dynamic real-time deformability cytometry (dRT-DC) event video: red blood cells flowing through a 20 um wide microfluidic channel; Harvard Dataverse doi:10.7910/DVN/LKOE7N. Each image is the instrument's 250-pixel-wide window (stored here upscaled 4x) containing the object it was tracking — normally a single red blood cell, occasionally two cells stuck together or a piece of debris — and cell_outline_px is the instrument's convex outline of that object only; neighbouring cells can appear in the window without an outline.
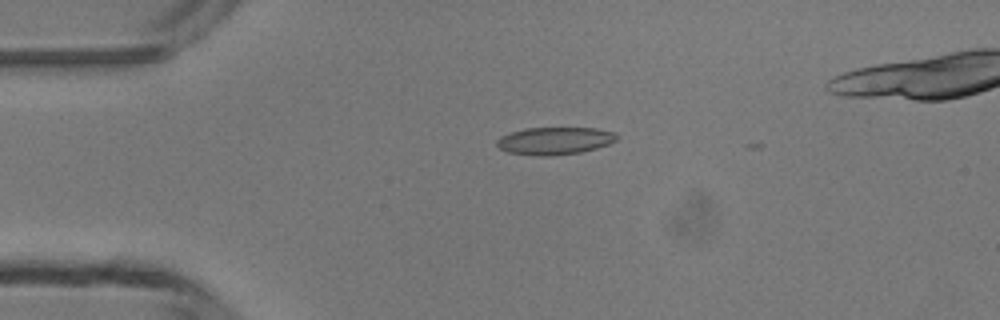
{"species": "common noctule bat (a hibernating species)", "species_latin": "Nyctalus noctula", "temperature_condition": "room temperature", "stored_images_in_passage": 5, "camera_frame_rate_fps": 3000, "um_per_image_px": 0.085, "animal": {"sex": "male", "body_mass_g": 13.3}, "frame": {"image": 1, "passage_image": 4, "time_ms": 3.333, "image_size_px": [1000, 320], "cell_outline_px": [[616, 140], [608, 144], [596, 148], [580, 152], [548, 156], [544, 156], [508, 152], [500, 148], [496, 144], [496, 140], [500, 136], [508, 132], [524, 128], [596, 128], [616, 132]], "centroid_in_image_um": [47.12, 11.95], "position_along_channel_um": 37.9, "area_um2": 19.13}}